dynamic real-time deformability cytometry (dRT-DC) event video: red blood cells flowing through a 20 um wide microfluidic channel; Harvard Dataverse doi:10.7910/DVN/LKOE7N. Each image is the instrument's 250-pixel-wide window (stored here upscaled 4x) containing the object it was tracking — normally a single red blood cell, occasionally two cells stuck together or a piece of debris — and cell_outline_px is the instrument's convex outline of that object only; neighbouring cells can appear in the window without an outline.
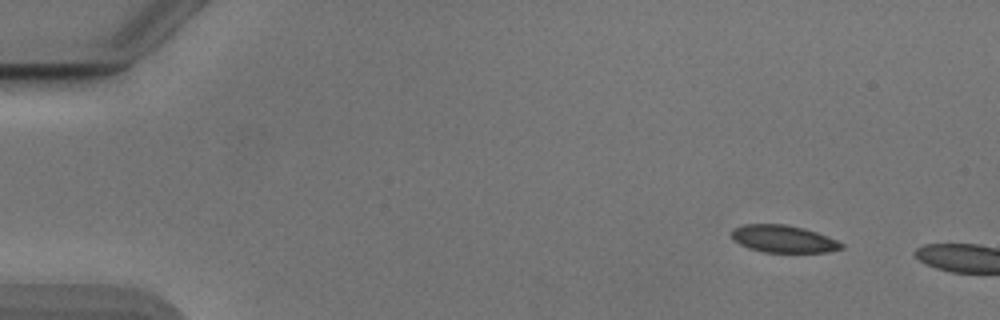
{"species": "Egyptian fruit bat (a non-hibernating species)", "species_latin": "Rousettus aegyptiacus", "temperature_condition": "cold", "stored_images_in_passage": 4, "camera_frame_rate_fps": 3000, "um_per_image_px": 0.085, "animal": {"sex": "male"}, "frame": {"image": 1, "passage_image": 1, "time_ms": 0.0, "image_size_px": [1000, 320], "cell_outline_px": [[844, 248], [828, 252], [764, 252], [748, 248], [732, 240], [732, 228], [744, 224], [788, 224], [804, 228], [828, 236], [844, 244]], "centroid_in_image_um": [66.58, 20.3], "position_along_channel_um": 18.4, "area_um2": 17.63}}